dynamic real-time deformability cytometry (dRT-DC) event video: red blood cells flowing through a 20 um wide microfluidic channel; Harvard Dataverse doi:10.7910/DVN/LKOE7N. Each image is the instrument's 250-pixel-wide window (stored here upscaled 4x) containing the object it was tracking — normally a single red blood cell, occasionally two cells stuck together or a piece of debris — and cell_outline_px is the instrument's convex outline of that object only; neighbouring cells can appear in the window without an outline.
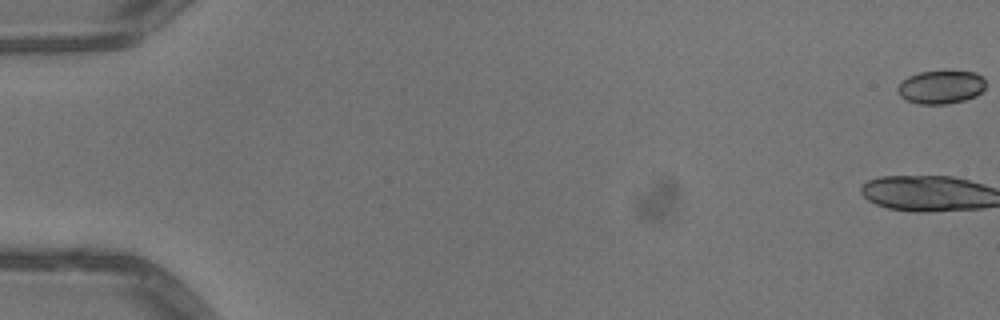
{"species": "common noctule bat (a hibernating species)", "species_latin": "Nyctalus noctula", "temperature_condition": "warm", "stored_images_in_passage": 15, "camera_frame_rate_fps": 3000, "um_per_image_px": 0.085, "animal": {"sex": "male", "body_mass_g": 13.3}, "frame": {"image": 1, "passage_image": 1, "time_ms": 0.0, "image_size_px": [1000, 320], "cell_outline_px": [[984, 88], [976, 96], [964, 100], [944, 104], [920, 104], [908, 100], [900, 96], [896, 88], [908, 76], [920, 72], [976, 72], [984, 80]], "centroid_in_image_um": [79.96, 7.41], "position_along_channel_um": 5.0, "area_um2": 16.7}}